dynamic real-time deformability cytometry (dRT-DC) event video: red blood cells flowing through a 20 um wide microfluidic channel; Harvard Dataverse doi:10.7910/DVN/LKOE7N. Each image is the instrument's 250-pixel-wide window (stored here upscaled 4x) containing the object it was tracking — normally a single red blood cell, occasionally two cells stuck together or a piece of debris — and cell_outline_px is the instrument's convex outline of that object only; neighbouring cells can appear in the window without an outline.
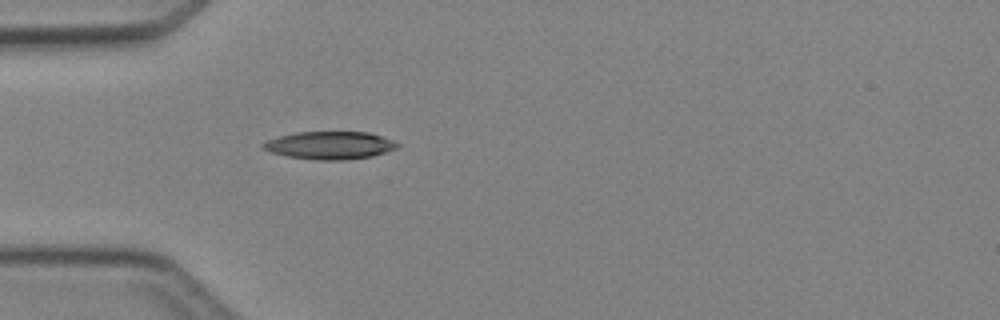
{"species": "Egyptian fruit bat (a non-hibernating species)", "species_latin": "Rousettus aegyptiacus", "temperature_condition": "cold", "stored_images_in_passage": 3, "camera_frame_rate_fps": 3000, "um_per_image_px": 0.085, "animal": {"sex": "female"}, "frame": {"image": 1, "passage_image": 3, "time_ms": 3.333, "image_size_px": [1000, 320], "cell_outline_px": [[400, 148], [372, 156], [344, 160], [316, 160], [288, 156], [272, 152], [264, 148], [260, 144], [268, 140], [280, 136], [296, 132], [368, 132], [392, 140], [400, 144]], "centroid_in_image_um": [28.08, 12.35], "position_along_channel_um": 56.9, "area_um2": 21.62}}